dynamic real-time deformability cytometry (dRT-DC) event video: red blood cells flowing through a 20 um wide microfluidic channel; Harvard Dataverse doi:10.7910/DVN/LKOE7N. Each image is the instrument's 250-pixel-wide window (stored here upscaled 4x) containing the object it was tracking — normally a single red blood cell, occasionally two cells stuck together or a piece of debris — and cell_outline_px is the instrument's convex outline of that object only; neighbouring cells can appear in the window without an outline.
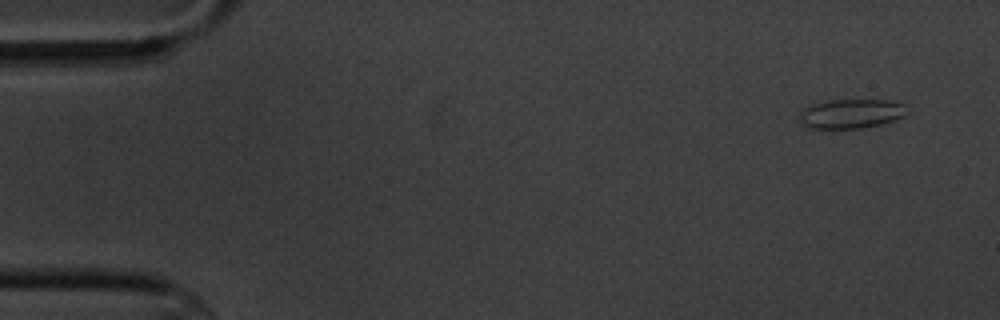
{"species": "common noctule bat (a hibernating species)", "species_latin": "Nyctalus noctula", "temperature_condition": "cold", "stored_images_in_passage": 5, "camera_frame_rate_fps": 3000, "um_per_image_px": 0.085, "animal": {"sex": "male", "body_mass_g": 20.1, "forearm_length_mm": 53.5}, "frame": {"image": 1, "passage_image": 1, "time_ms": 0.0, "image_size_px": [1000, 320], "cell_outline_px": [[904, 116], [880, 124], [860, 128], [808, 128], [800, 124], [800, 112], [808, 104], [828, 100], [892, 100], [904, 104]], "centroid_in_image_um": [72.26, 9.65], "position_along_channel_um": 12.7, "area_um2": 18.32}}